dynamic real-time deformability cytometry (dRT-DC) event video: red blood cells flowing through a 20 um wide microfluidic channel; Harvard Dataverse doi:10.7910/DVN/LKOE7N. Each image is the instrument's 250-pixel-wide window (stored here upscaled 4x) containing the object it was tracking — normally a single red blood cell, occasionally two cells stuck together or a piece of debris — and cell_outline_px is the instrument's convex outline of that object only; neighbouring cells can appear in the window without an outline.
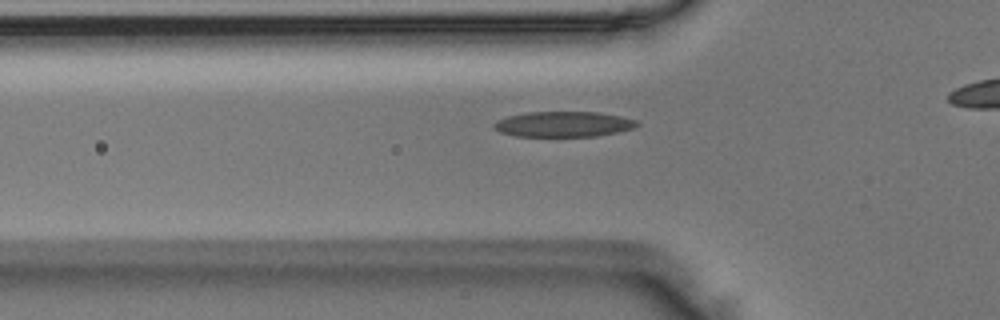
{"species": "Egyptian fruit bat (a non-hibernating species)", "species_latin": "Rousettus aegyptiacus", "temperature_condition": "room temperature", "stored_images_in_passage": 33, "camera_frame_rate_fps": 3000, "um_per_image_px": 0.085, "animal": {"sex": "male"}, "frame": {"image": 1, "passage_image": 8, "time_ms": 2.333, "image_size_px": [1000, 320], "cell_outline_px": [[640, 124], [632, 128], [616, 132], [596, 136], [516, 136], [500, 132], [492, 124], [496, 120], [508, 116], [528, 112], [596, 112], [620, 116], [636, 120]], "centroid_in_image_um": [47.87, 10.55], "position_along_channel_um": 77.9, "area_um2": 20.98}}
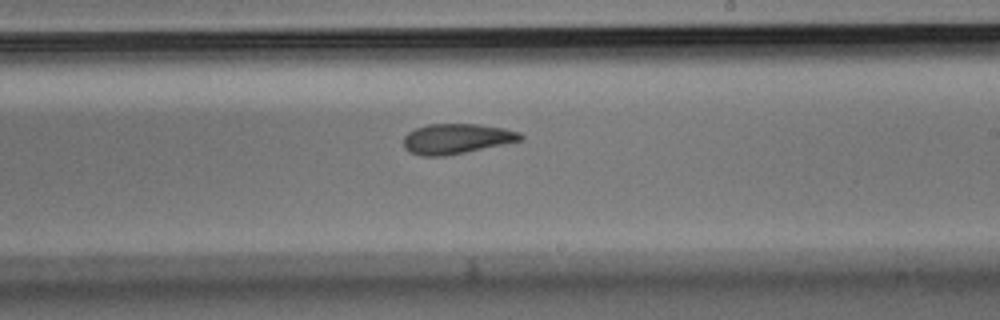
{"frame": {"image": 2, "passage_image": 21, "time_ms": 6.667, "image_size_px": [1000, 320], "cell_outline_px": [[524, 140], [444, 156], [420, 156], [408, 152], [404, 148], [404, 136], [408, 132], [416, 128], [428, 124], [476, 124], [504, 128], [520, 132], [524, 136]], "centroid_in_image_um": [38.8, 11.79], "position_along_channel_um": 250.2, "area_um2": 20.58}}
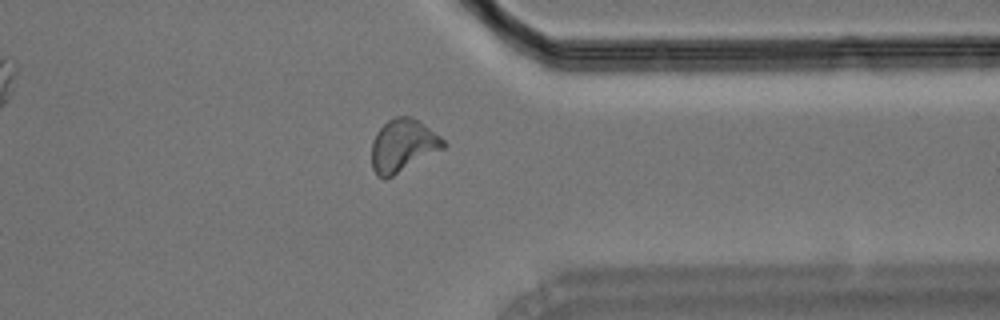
{"frame": {"image": 3, "passage_image": 31, "time_ms": 10.0, "image_size_px": [1000, 320], "cell_outline_px": [[448, 144], [444, 148], [392, 176], [384, 180], [372, 168], [372, 140], [376, 132], [388, 120], [396, 116], [412, 116], [420, 120], [440, 136]], "centroid_in_image_um": [34.26, 12.34], "position_along_channel_um": 377.1, "area_um2": 21.96}}